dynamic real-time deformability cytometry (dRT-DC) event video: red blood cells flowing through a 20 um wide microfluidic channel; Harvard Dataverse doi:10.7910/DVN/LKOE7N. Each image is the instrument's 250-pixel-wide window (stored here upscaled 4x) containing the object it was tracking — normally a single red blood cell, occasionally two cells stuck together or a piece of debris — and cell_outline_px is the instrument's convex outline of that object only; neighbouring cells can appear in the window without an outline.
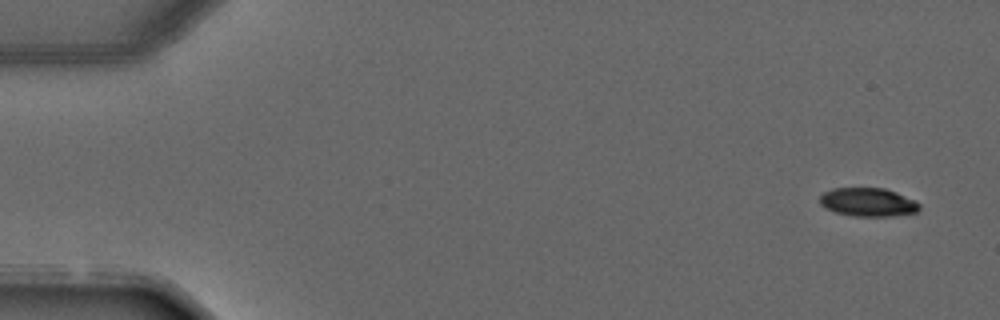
{"species": "common noctule bat (a hibernating species)", "species_latin": "Nyctalus noctula", "temperature_condition": "warm", "stored_images_in_passage": 4, "camera_frame_rate_fps": 3000, "um_per_image_px": 0.085, "animal": {"sex": "male", "forearm_length_mm": 52.5}, "frame": {"image": 1, "passage_image": 1, "time_ms": 0.0, "image_size_px": [1000, 320], "cell_outline_px": [[920, 208], [916, 212], [892, 216], [856, 216], [836, 212], [824, 208], [820, 204], [820, 196], [824, 192], [832, 188], [884, 188], [896, 192], [916, 200], [920, 204]], "centroid_in_image_um": [73.79, 17.18], "position_along_channel_um": 11.2, "area_um2": 16.59}}
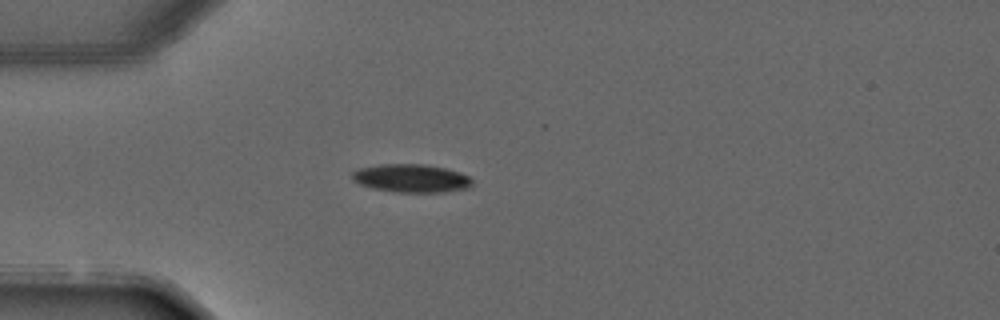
{"frame": {"image": 2, "passage_image": 4, "time_ms": 3.333, "image_size_px": [1000, 320], "cell_outline_px": [[472, 184], [464, 188], [444, 192], [396, 192], [372, 188], [360, 184], [352, 180], [352, 172], [360, 168], [380, 164], [424, 164], [444, 168], [460, 172], [468, 176], [472, 180]], "centroid_in_image_um": [34.93, 15.15], "position_along_channel_um": 50.1, "area_um2": 19.59}}